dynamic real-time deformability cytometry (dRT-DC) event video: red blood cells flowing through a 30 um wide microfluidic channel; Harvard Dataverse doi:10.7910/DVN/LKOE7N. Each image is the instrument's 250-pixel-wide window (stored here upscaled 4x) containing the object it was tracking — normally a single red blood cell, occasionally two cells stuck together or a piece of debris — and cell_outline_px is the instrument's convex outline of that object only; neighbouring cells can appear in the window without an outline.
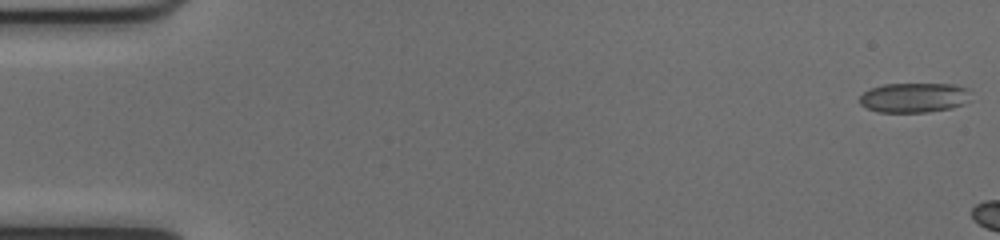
{"species": "common noctule bat (a hibernating species)", "species_latin": "Nyctalus noctula", "temperature_condition": "cold", "stored_images_in_passage": 6, "camera_frame_rate_fps": 3000, "um_per_image_px": 0.085, "animal": {"sex": "female", "body_mass_g": 17.0, "forearm_length_mm": 48.0}, "frame": {"image": 1, "passage_image": 1, "time_ms": 0.0, "image_size_px": [1000, 240], "cell_outline_px": [[964, 88], [960, 104], [952, 108], [928, 112], [876, 112], [860, 104], [860, 96], [864, 92], [872, 88], [884, 84], [948, 84]], "centroid_in_image_um": [77.51, 8.31], "position_along_channel_um": 7.5, "area_um2": 18.38}}